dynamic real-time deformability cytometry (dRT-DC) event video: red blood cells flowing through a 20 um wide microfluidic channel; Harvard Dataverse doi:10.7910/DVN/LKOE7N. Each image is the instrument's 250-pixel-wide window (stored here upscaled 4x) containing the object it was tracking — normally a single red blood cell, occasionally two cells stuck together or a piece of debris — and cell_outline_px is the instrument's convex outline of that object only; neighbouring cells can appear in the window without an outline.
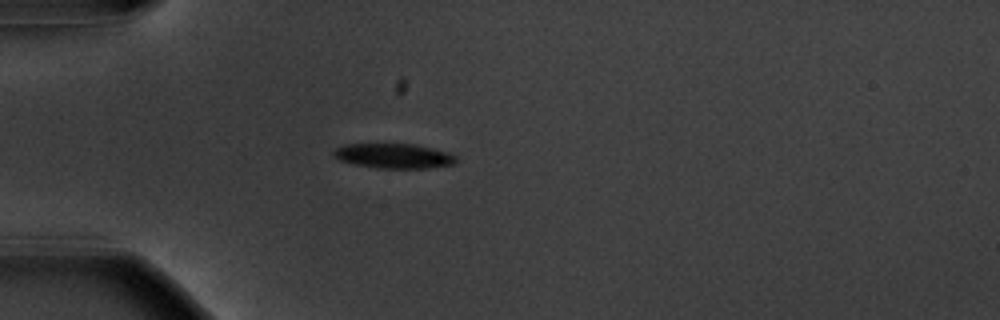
{"species": "common noctule bat (a hibernating species)", "species_latin": "Nyctalus noctula", "temperature_condition": "warm", "stored_images_in_passage": 41, "camera_frame_rate_fps": 3000, "um_per_image_px": 0.085, "animal": {"sex": "male", "body_mass_g": 20.1, "forearm_length_mm": 53.5}, "frame": {"image": 1, "passage_image": 1, "time_ms": 0.0, "image_size_px": [1000, 320], "cell_outline_px": [[456, 164], [428, 168], [380, 168], [356, 164], [340, 160], [332, 152], [336, 148], [344, 144], [416, 144], [448, 152], [456, 156]], "centroid_in_image_um": [33.52, 13.25], "position_along_channel_um": 51.5, "area_um2": 17.57}}
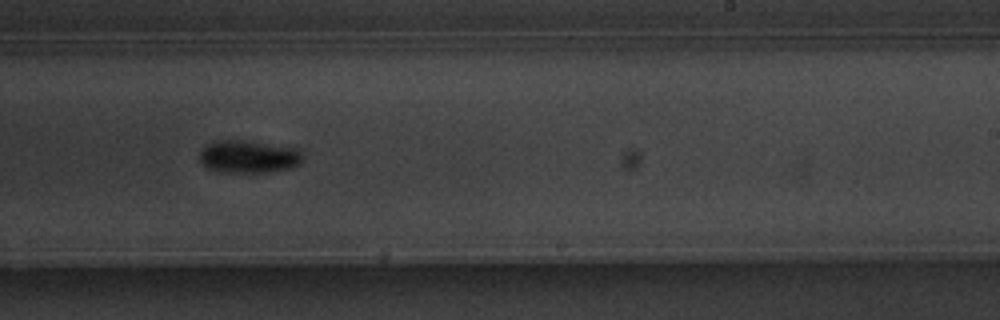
{"frame": {"image": 2, "passage_image": 20, "time_ms": 6.333, "image_size_px": [1000, 320], "cell_outline_px": [[304, 160], [300, 164], [288, 168], [268, 172], [216, 172], [208, 168], [200, 160], [200, 152], [208, 144], [220, 140], [240, 140], [296, 148], [304, 156]], "centroid_in_image_um": [21.14, 13.33], "position_along_channel_um": 267.9, "area_um2": 19.42}}
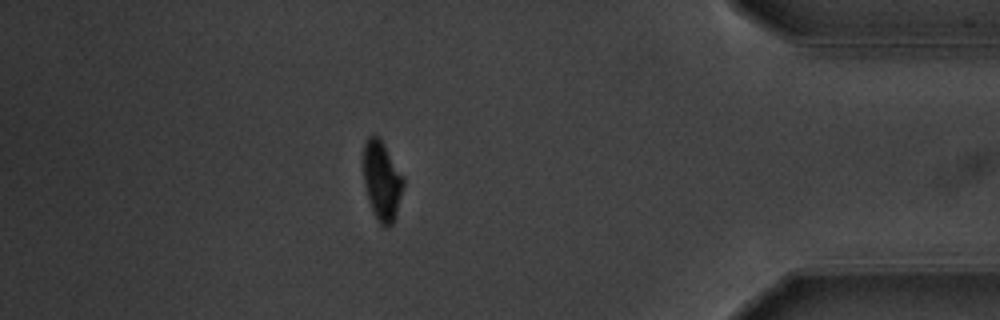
{"frame": {"image": 3, "passage_image": 34, "time_ms": 11.0, "image_size_px": [1000, 320], "cell_outline_px": [[404, 184], [396, 216], [392, 224], [388, 228], [384, 228], [380, 224], [372, 212], [368, 200], [364, 184], [364, 144], [368, 136], [372, 132], [380, 140], [404, 176]], "centroid_in_image_um": [32.46, 15.41], "position_along_channel_um": 402.7, "area_um2": 18.5}, "authors_computed_cell_mechanics": {"area_um2": 18.7272, "velocity_mm_per_s": 3.6404, "shape_relaxation_time_tau1_ms": 2.0401, "shape_relaxation_time_tau2_ms": null, "deformation_change_tau1": 0.1303, "deformation_change_tau2": null}}